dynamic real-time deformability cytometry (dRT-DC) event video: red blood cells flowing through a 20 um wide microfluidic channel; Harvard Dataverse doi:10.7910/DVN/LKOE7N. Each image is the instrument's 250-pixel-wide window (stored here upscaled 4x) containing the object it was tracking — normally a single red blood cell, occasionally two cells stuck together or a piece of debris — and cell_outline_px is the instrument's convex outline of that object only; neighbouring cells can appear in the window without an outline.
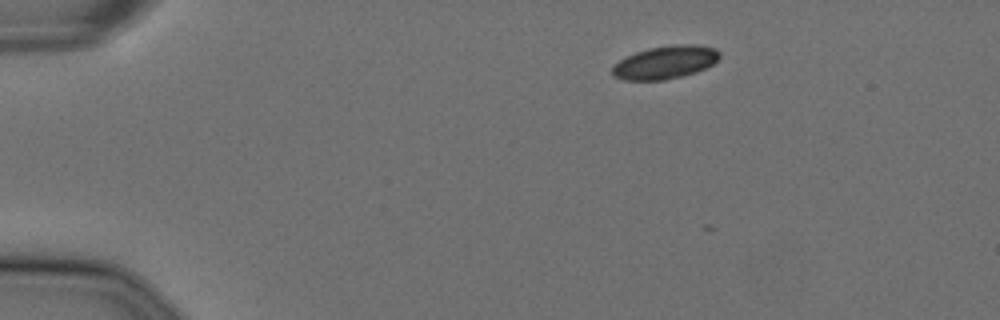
{"species": "Egyptian fruit bat (a non-hibernating species)", "species_latin": "Rousettus aegyptiacus", "temperature_condition": "cold", "stored_images_in_passage": 3, "camera_frame_rate_fps": 3000, "um_per_image_px": 0.085, "animal": {"sex": "female"}, "frame": {"image": 1, "passage_image": 2, "time_ms": 0.333, "image_size_px": [1000, 320], "cell_outline_px": [[720, 56], [712, 64], [696, 72], [684, 76], [664, 80], [624, 80], [612, 76], [612, 68], [620, 60], [636, 52], [648, 48], [672, 44], [696, 44], [716, 48], [720, 52]], "centroid_in_image_um": [56.56, 5.29], "position_along_channel_um": 28.4, "area_um2": 20.69}}